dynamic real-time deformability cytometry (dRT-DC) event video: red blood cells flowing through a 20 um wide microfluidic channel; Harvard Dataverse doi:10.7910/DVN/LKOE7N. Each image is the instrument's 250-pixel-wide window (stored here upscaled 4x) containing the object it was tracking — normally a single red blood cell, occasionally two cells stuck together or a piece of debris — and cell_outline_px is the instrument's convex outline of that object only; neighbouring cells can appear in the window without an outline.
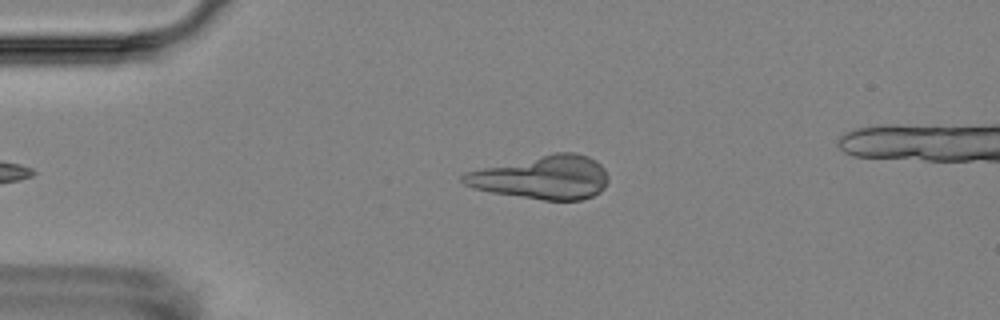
{"species": "Egyptian fruit bat (a non-hibernating species)", "species_latin": "Rousettus aegyptiacus", "temperature_condition": "room temperature", "stored_images_in_passage": 4, "camera_frame_rate_fps": 3000, "um_per_image_px": 0.085, "animal": {"sex": "female"}, "frame": {"image": 1, "passage_image": 4, "time_ms": 4.333, "image_size_px": [1000, 320], "cell_outline_px": [[608, 180], [604, 188], [600, 192], [592, 196], [580, 200], [544, 200], [492, 192], [472, 188], [464, 184], [460, 180], [460, 176], [468, 172], [484, 168], [556, 152], [576, 152], [588, 156], [596, 160], [604, 168], [608, 176]], "centroid_in_image_um": [46.14, 15.08], "position_along_channel_um": 38.9, "area_um2": 36.47}}